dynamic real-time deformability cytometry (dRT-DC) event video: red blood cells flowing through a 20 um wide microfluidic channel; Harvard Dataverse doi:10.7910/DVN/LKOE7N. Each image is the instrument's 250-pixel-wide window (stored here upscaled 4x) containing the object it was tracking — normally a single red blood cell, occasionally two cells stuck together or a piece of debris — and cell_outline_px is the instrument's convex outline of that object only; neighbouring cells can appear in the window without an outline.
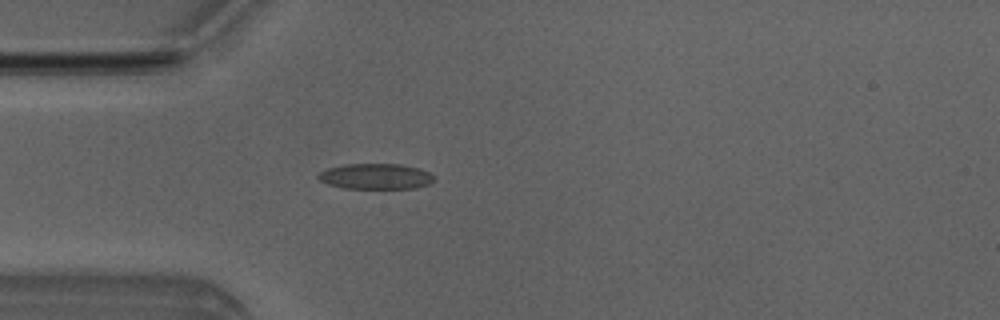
{"species": "Egyptian fruit bat (a non-hibernating species)", "species_latin": "Rousettus aegyptiacus", "temperature_condition": "room temperature", "stored_images_in_passage": 4, "camera_frame_rate_fps": 3000, "um_per_image_px": 0.085, "animal": {"sex": "male"}, "frame": {"image": 1, "passage_image": 4, "time_ms": 3.667, "image_size_px": [1000, 320], "cell_outline_px": [[436, 180], [428, 184], [416, 188], [340, 188], [328, 184], [320, 180], [316, 176], [320, 172], [328, 168], [344, 164], [400, 164], [420, 168], [428, 172]], "centroid_in_image_um": [31.92, 14.99], "position_along_channel_um": 53.1, "area_um2": 17.28}}